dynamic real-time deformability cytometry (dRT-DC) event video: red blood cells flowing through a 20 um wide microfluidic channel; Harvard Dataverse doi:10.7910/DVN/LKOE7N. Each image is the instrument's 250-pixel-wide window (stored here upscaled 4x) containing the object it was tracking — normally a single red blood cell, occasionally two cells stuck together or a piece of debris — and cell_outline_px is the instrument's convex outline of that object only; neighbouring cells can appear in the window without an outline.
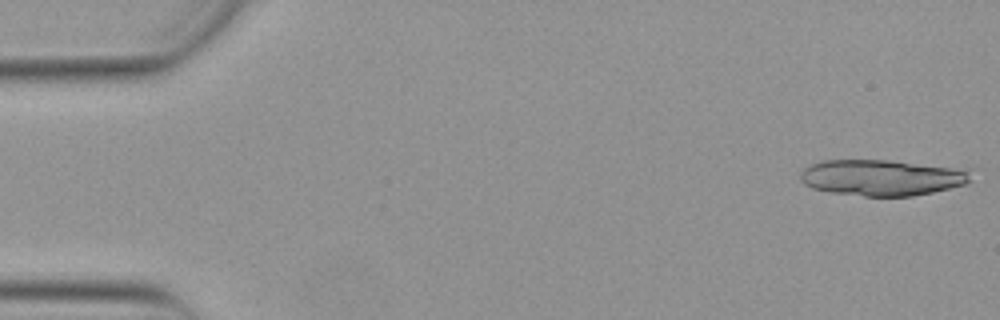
{"species": "Egyptian fruit bat (a non-hibernating species)", "species_latin": "Rousettus aegyptiacus", "temperature_condition": "warm", "stored_images_in_passage": 13, "camera_frame_rate_fps": 3000, "um_per_image_px": 0.085, "animal": {"sex": "female"}, "frame": {"image": 1, "passage_image": 1, "time_ms": 0.0, "image_size_px": [1000, 320], "cell_outline_px": [[972, 180], [968, 184], [932, 192], [912, 196], [864, 196], [828, 192], [812, 188], [804, 184], [800, 180], [800, 172], [804, 168], [812, 164], [824, 160], [888, 160], [972, 168]], "centroid_in_image_um": [75.05, 15.08], "position_along_channel_um": 10.0, "area_um2": 36.53}}